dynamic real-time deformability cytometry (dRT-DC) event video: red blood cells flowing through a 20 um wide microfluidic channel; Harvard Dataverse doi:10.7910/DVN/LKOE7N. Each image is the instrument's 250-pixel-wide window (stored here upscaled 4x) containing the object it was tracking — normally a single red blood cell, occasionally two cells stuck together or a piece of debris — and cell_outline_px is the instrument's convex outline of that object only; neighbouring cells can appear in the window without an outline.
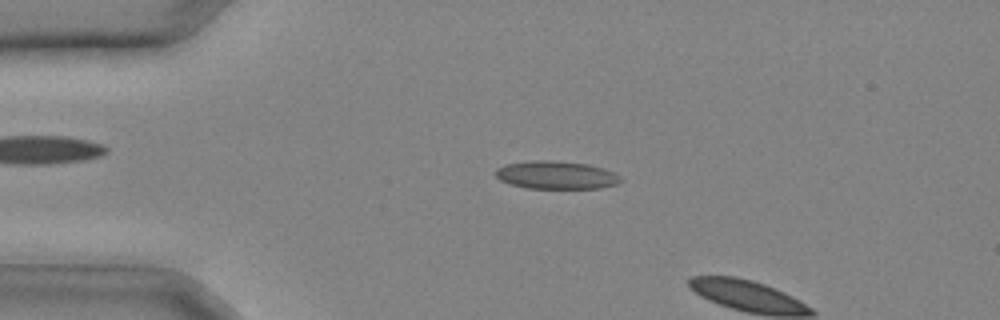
{"species": "common noctule bat (a hibernating species)", "species_latin": "Nyctalus noctula", "temperature_condition": "cold", "stored_images_in_passage": 8, "camera_frame_rate_fps": 3000, "um_per_image_px": 0.085, "animal": {"sex": "male", "body_mass_g": 20.4}, "frame": {"image": 1, "passage_image": 7, "time_ms": 2.0, "image_size_px": [1000, 320], "cell_outline_px": [[624, 180], [616, 184], [600, 188], [528, 188], [508, 184], [500, 180], [496, 176], [496, 168], [504, 164], [532, 160], [548, 160], [588, 164], [604, 168], [616, 172]], "centroid_in_image_um": [47.29, 14.87], "position_along_channel_um": 37.7, "area_um2": 20.58}}